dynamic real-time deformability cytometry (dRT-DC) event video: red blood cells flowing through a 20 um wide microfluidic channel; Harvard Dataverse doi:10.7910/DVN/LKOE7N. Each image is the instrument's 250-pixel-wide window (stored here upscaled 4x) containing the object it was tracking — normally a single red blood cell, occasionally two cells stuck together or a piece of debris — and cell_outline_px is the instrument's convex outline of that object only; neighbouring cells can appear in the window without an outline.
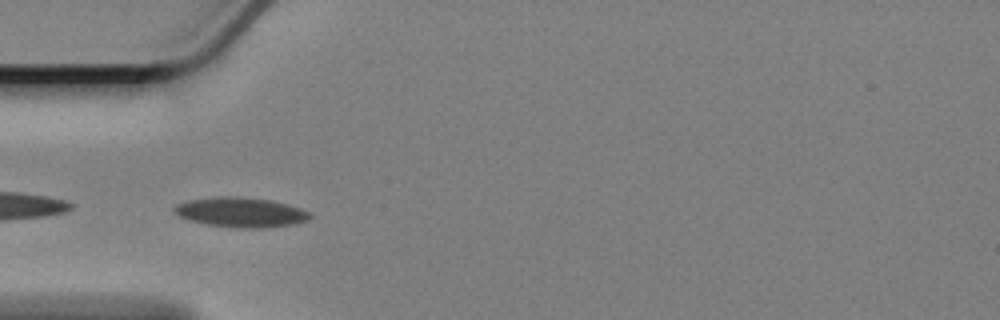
{"species": "Egyptian fruit bat (a non-hibernating species)", "species_latin": "Rousettus aegyptiacus", "temperature_condition": "cold", "stored_images_in_passage": 42, "camera_frame_rate_fps": 3000, "um_per_image_px": 0.085, "animal": {"sex": "female"}, "frame": {"image": 1, "passage_image": 1, "time_ms": 0.0, "image_size_px": [1000, 320], "cell_outline_px": [[312, 216], [308, 220], [292, 224], [268, 228], [236, 228], [208, 224], [188, 220], [180, 216], [172, 208], [176, 204], [188, 200], [216, 196], [240, 196], [272, 200], [288, 204], [312, 212]], "centroid_in_image_um": [20.49, 18.03], "position_along_channel_um": 64.5, "area_um2": 23.81}}
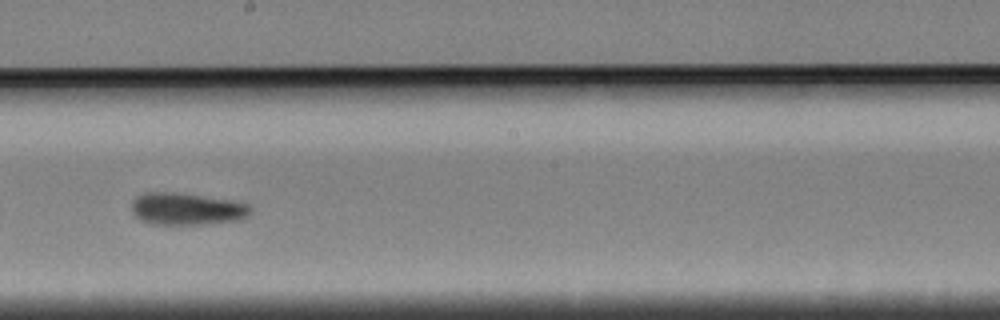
{"frame": {"image": 2, "passage_image": 16, "time_ms": 5.0, "image_size_px": [1000, 320], "cell_outline_px": [[252, 212], [248, 216], [240, 220], [204, 224], [152, 224], [140, 220], [132, 212], [132, 200], [136, 196], [148, 192], [172, 192], [228, 200], [252, 204]], "centroid_in_image_um": [15.89, 17.76], "position_along_channel_um": 232.3, "area_um2": 22.25}}
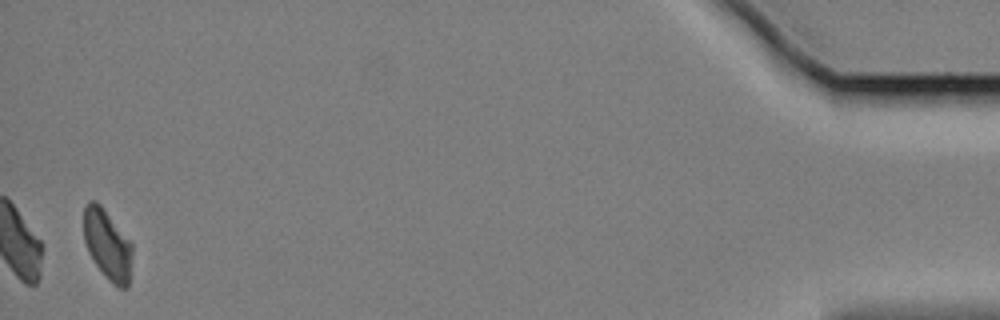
{"frame": {"image": 3, "passage_image": 41, "time_ms": 13.333, "image_size_px": [1000, 320], "cell_outline_px": [[132, 256], [128, 288], [120, 288], [112, 284], [108, 280], [96, 264], [88, 252], [84, 240], [84, 208], [88, 200], [96, 200], [100, 204], [132, 244]], "centroid_in_image_um": [9.13, 20.81], "position_along_channel_um": 426.1, "area_um2": 19.71}, "authors_computed_cell_mechanics": {"area_um2": 21.7906, "velocity_mm_per_s": 3.3538, "shape_relaxation_time_tau1_ms": 8.2381, "shape_relaxation_time_tau2_ms": 6.8228, "deformation_change_tau1": 0.1195, "deformation_change_tau2": 0.113}}